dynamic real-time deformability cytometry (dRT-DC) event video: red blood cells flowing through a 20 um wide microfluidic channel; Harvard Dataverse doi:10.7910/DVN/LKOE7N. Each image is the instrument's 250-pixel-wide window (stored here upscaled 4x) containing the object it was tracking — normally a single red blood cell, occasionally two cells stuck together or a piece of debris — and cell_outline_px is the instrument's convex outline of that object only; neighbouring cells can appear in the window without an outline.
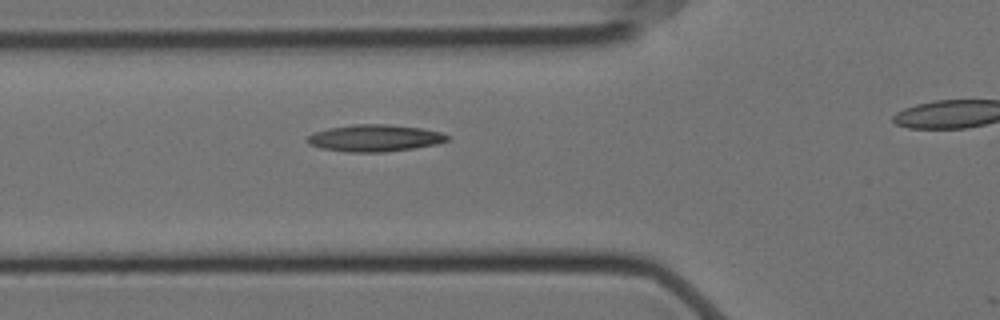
{"species": "Egyptian fruit bat (a non-hibernating species)", "species_latin": "Rousettus aegyptiacus", "temperature_condition": "cold", "stored_images_in_passage": 20, "camera_frame_rate_fps": 3000, "um_per_image_px": 0.085, "animal": {"sex": "female"}, "frame": {"image": 1, "passage_image": 19, "time_ms": 6.0, "image_size_px": [1000, 320], "cell_outline_px": [[448, 140], [436, 144], [412, 148], [384, 152], [348, 152], [320, 148], [308, 144], [304, 140], [312, 132], [328, 128], [352, 124], [388, 124], [420, 128], [440, 132], [448, 136]], "centroid_in_image_um": [31.77, 11.73], "position_along_channel_um": 94.0, "area_um2": 21.96}}